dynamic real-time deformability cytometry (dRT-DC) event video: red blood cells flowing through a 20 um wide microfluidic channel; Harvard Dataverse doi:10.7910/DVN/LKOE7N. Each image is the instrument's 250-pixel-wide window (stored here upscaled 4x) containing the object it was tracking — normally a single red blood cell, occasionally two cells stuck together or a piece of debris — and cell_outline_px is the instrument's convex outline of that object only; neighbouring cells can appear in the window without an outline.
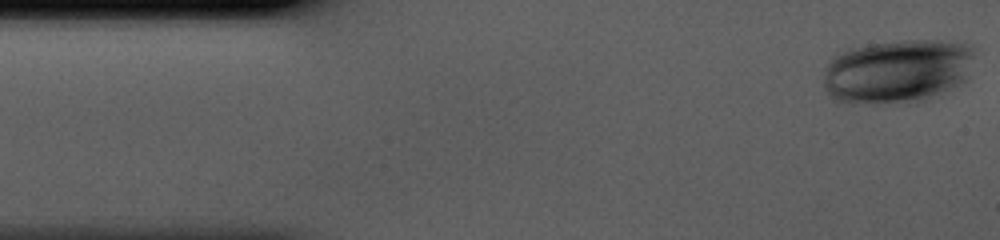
{"species": "human", "species_latin": "Homo sapiens", "temperature_condition": "cold", "stored_images_in_passage": 42, "camera_frame_rate_fps": 3000, "um_per_image_px": 0.085, "donor": {"sex": "male"}, "frame": {"image": 1, "passage_image": 1, "time_ms": 0.0, "image_size_px": [1000, 240], "cell_outline_px": [[972, 56], [964, 80], [928, 100], [916, 104], [852, 104], [836, 100], [824, 88], [824, 76], [828, 64], [832, 56], [856, 48], [876, 44], [904, 40], [936, 40], [964, 44], [972, 52]], "centroid_in_image_um": [76.22, 6.11], "position_along_channel_um": 8.8, "area_um2": 55.78}}
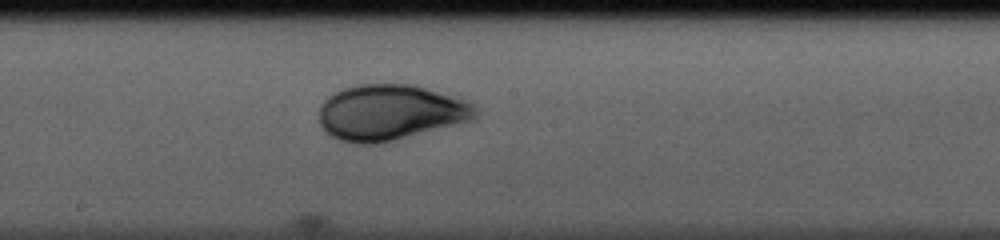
{"frame": {"image": 2, "passage_image": 22, "time_ms": 7.0, "image_size_px": [1000, 240], "cell_outline_px": [[476, 116], [468, 120], [392, 140], [372, 144], [356, 144], [340, 140], [332, 136], [320, 124], [320, 108], [324, 100], [328, 96], [344, 88], [356, 84], [412, 84], [464, 100], [472, 104], [476, 108]], "centroid_in_image_um": [33.1, 9.54], "position_along_channel_um": 215.1, "area_um2": 49.59}}
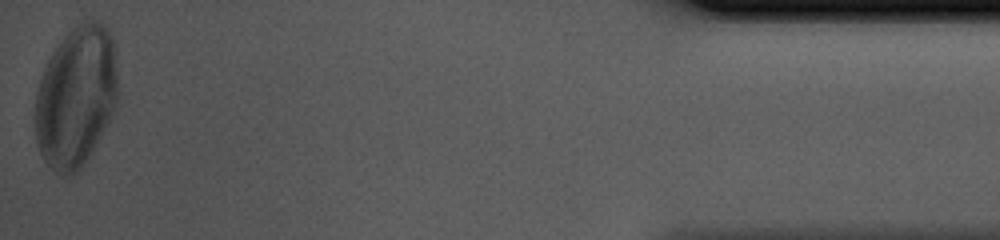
{"frame": {"image": 3, "passage_image": 42, "time_ms": 13.667, "image_size_px": [1000, 240], "cell_outline_px": [[116, 104], [112, 116], [84, 164], [72, 176], [56, 172], [44, 160], [36, 144], [36, 92], [44, 68], [52, 52], [60, 40], [72, 28], [88, 20], [100, 20], [108, 28], [116, 48]], "centroid_in_image_um": [6.47, 8.19], "position_along_channel_um": 428.7, "area_um2": 67.74}}